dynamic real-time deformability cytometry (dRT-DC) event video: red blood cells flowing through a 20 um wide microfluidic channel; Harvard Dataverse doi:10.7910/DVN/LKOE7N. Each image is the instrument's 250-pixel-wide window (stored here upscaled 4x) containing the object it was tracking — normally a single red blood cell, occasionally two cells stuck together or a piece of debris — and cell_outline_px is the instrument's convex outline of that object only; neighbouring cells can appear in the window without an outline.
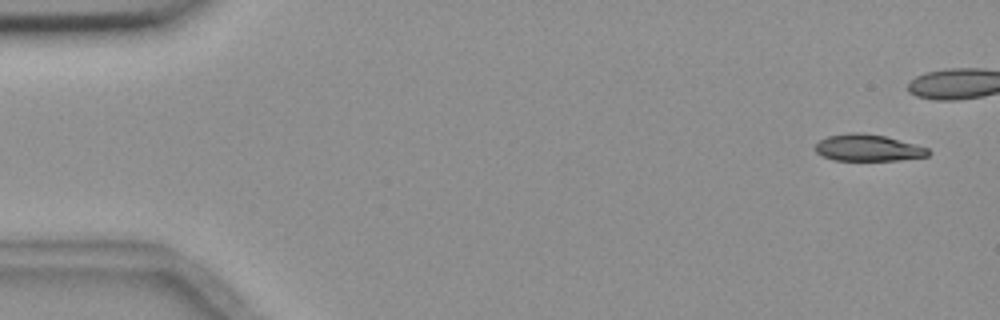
{"species": "common noctule bat (a hibernating species)", "species_latin": "Nyctalus noctula", "temperature_condition": "room temperature", "stored_images_in_passage": 6, "camera_frame_rate_fps": 3000, "um_per_image_px": 0.085, "animal": {"sex": "female", "body_mass_g": 18.4}, "frame": {"image": 1, "passage_image": 1, "time_ms": 0.0, "image_size_px": [1000, 320], "cell_outline_px": [[932, 152], [928, 156], [900, 160], [836, 160], [824, 156], [816, 152], [816, 144], [820, 140], [828, 136], [848, 132], [864, 132], [884, 136], [928, 148]], "centroid_in_image_um": [73.79, 12.56], "position_along_channel_um": 11.2, "area_um2": 17.46}}